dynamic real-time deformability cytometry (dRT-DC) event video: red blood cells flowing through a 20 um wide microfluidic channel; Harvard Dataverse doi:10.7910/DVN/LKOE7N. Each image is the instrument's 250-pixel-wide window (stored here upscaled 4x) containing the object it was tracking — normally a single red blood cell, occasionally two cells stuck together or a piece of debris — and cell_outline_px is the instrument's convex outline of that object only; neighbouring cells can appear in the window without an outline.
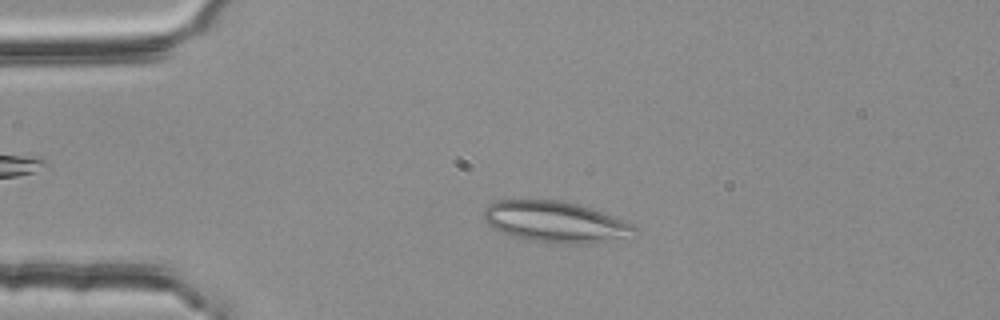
{"species": "common noctule bat (a hibernating species)", "species_latin": "Nyctalus noctula", "temperature_condition": "room temperature", "stored_images_in_passage": 47, "camera_frame_rate_fps": 3000, "um_per_image_px": 0.085, "animal": {"sex": "female", "body_mass_g": 25.1}, "frame": {"image": 1, "passage_image": 11, "time_ms": 3.333, "image_size_px": [1000, 320], "cell_outline_px": [[636, 228], [620, 236], [604, 240], [580, 244], [556, 244], [524, 240], [512, 236], [488, 224], [484, 220], [484, 208], [488, 204], [496, 200], [560, 200], [580, 204], [592, 208], [632, 224]], "centroid_in_image_um": [47.07, 18.84], "position_along_channel_um": 37.9, "area_um2": 35.37}}
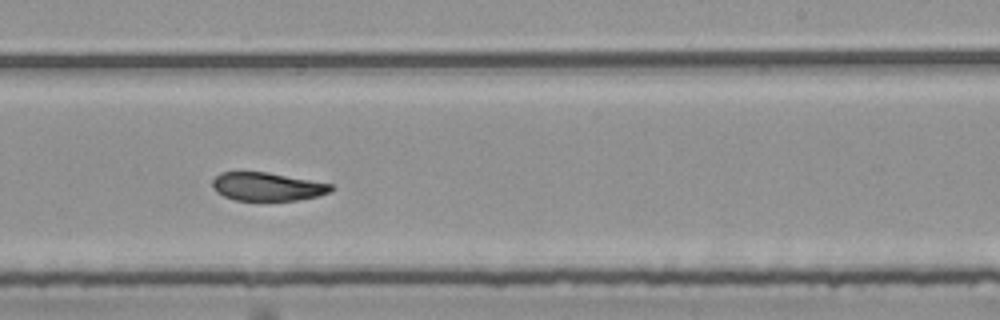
{"frame": {"image": 2, "passage_image": 32, "time_ms": 10.333, "image_size_px": [1000, 320], "cell_outline_px": [[336, 188], [332, 192], [316, 196], [296, 200], [236, 200], [224, 196], [216, 192], [212, 184], [212, 180], [220, 172], [268, 172], [332, 184]], "centroid_in_image_um": [22.74, 15.86], "position_along_channel_um": 266.3, "area_um2": 19.54}}
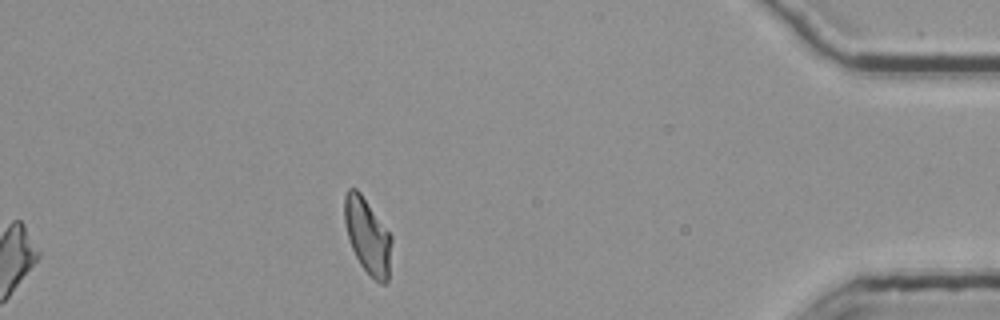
{"frame": {"image": 3, "passage_image": 47, "time_ms": 15.333, "image_size_px": [1000, 320], "cell_outline_px": [[392, 240], [388, 284], [380, 284], [360, 264], [352, 248], [348, 236], [344, 220], [344, 196], [348, 188], [356, 188], [360, 192], [392, 236]], "centroid_in_image_um": [31.25, 20.06], "position_along_channel_um": 403.9, "area_um2": 20.58}, "authors_computed_cell_mechanics": {"area_um2": 21.6172, "velocity_mm_per_s": 3.7571, "shape_relaxation_time_tau1_ms": 8.8706, "shape_relaxation_time_tau2_ms": 2.5855, "deformation_change_tau1": 0.2159, "deformation_change_tau2": 0.0954}}